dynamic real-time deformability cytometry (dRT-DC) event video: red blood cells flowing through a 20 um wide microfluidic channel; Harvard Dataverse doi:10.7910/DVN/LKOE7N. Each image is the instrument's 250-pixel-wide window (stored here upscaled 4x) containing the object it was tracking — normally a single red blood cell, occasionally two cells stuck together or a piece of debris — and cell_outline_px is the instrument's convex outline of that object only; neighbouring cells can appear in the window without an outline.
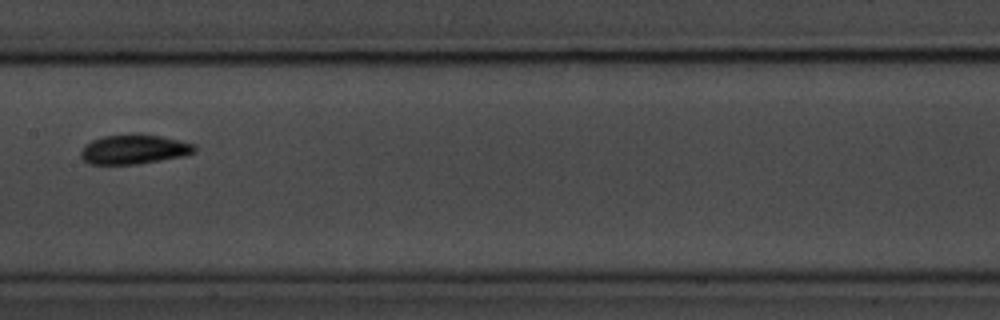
{"species": "common noctule bat (a hibernating species)", "species_latin": "Nyctalus noctula", "temperature_condition": "room temperature", "stored_images_in_passage": 11, "camera_frame_rate_fps": 3000, "um_per_image_px": 0.085, "animal": {"sex": "male", "body_mass_g": 20.1, "forearm_length_mm": 53.5}, "frame": {"image": 1, "passage_image": 4, "time_ms": 4.333, "image_size_px": [1000, 320], "cell_outline_px": [[196, 152], [184, 156], [136, 164], [88, 164], [80, 156], [80, 152], [84, 144], [92, 140], [104, 136], [132, 132], [140, 132], [164, 136], [196, 144]], "centroid_in_image_um": [11.41, 12.66], "position_along_channel_um": 196.0, "area_um2": 20.17}}
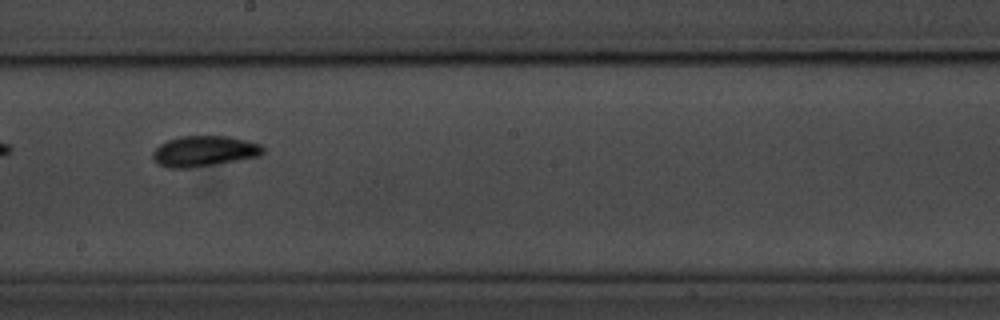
{"frame": {"image": 2, "passage_image": 5, "time_ms": 5.333, "image_size_px": [1000, 320], "cell_outline_px": [[264, 152], [260, 156], [216, 164], [192, 168], [168, 168], [152, 160], [152, 152], [160, 144], [168, 140], [180, 136], [228, 136], [260, 144], [264, 148]], "centroid_in_image_um": [17.34, 12.85], "position_along_channel_um": 230.9, "area_um2": 19.71}}